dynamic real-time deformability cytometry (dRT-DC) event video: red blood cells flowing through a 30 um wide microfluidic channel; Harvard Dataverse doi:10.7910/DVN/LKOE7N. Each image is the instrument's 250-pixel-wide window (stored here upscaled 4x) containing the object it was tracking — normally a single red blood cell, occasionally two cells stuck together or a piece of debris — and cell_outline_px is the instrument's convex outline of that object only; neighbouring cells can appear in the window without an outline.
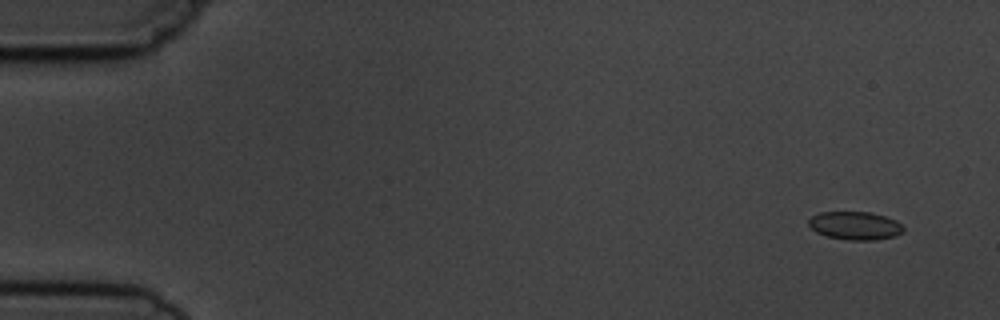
{"species": "common noctule bat (a hibernating species)", "species_latin": "Nyctalus noctula", "temperature_condition": "cold", "stored_images_in_passage": 5, "camera_frame_rate_fps": 3000, "um_per_image_px": 0.085, "animal": {"sex": "male", "body_mass_g": 19.5, "forearm_length_mm": 54.6}, "frame": {"image": 1, "passage_image": 1, "time_ms": 0.0, "image_size_px": [1000, 320], "cell_outline_px": [[904, 232], [896, 236], [872, 240], [852, 240], [828, 236], [816, 232], [808, 224], [808, 220], [812, 216], [820, 212], [872, 212], [896, 220], [904, 228]], "centroid_in_image_um": [72.7, 19.17], "position_along_channel_um": 12.3, "area_um2": 15.49}}
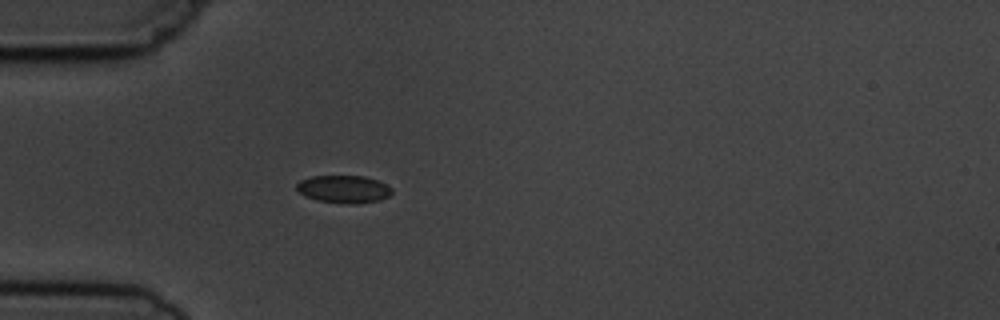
{"frame": {"image": 2, "passage_image": 5, "time_ms": 4.333, "image_size_px": [1000, 320], "cell_outline_px": [[392, 192], [388, 196], [380, 200], [356, 204], [348, 204], [316, 200], [304, 196], [296, 188], [296, 184], [300, 180], [312, 176], [364, 176], [376, 180], [392, 188]], "centroid_in_image_um": [29.19, 16.08], "position_along_channel_um": 55.8, "area_um2": 15.32}}